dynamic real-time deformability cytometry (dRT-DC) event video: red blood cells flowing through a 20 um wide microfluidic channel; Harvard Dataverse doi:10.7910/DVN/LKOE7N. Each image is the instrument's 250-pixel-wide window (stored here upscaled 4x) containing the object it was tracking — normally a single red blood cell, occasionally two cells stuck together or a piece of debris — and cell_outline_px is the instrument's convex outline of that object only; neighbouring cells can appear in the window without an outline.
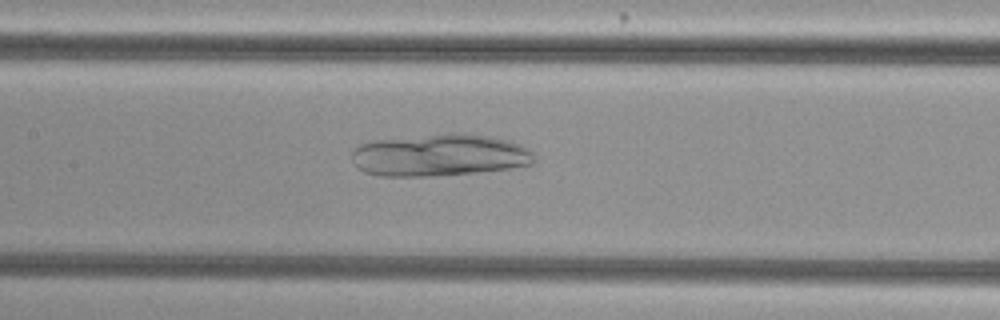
{"species": "common noctule bat (a hibernating species)", "species_latin": "Nyctalus noctula", "temperature_condition": "cold", "stored_images_in_passage": 54, "camera_frame_rate_fps": 3000, "um_per_image_px": 0.085, "animal": {"sex": "female", "body_mass_g": 29.2, "forearm_length_mm": 56.3}, "frame": {"image": 1, "passage_image": 26, "time_ms": 8.333, "image_size_px": [1000, 320], "cell_outline_px": [[536, 160], [532, 164], [508, 168], [472, 172], [432, 176], [380, 176], [364, 172], [356, 168], [352, 164], [352, 152], [360, 144], [372, 140], [448, 132], [460, 132], [492, 136], [508, 140], [520, 144], [532, 152]], "centroid_in_image_um": [37.32, 13.17], "position_along_channel_um": 170.1, "area_um2": 45.26}}
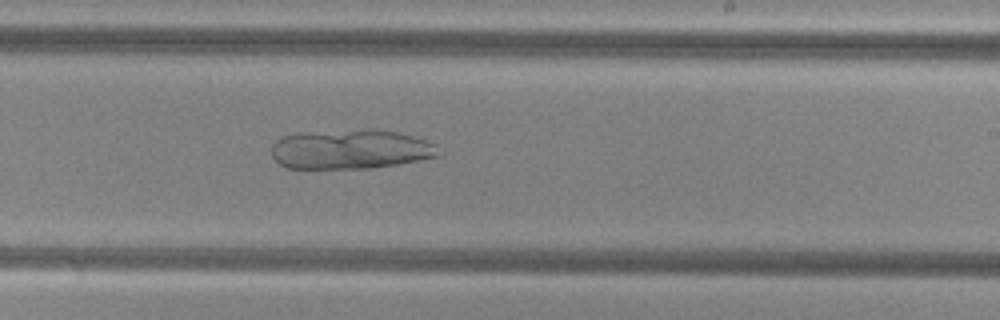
{"frame": {"image": 2, "passage_image": 33, "time_ms": 10.667, "image_size_px": [1000, 320], "cell_outline_px": [[444, 156], [372, 168], [288, 168], [280, 164], [272, 156], [272, 144], [280, 136], [296, 132], [396, 132], [412, 136], [436, 144], [444, 152]], "centroid_in_image_um": [29.82, 12.73], "position_along_channel_um": 259.2, "area_um2": 37.8}}
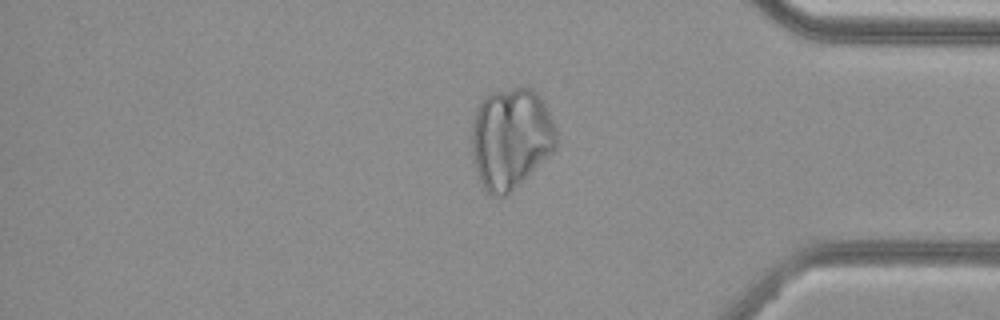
{"frame": {"image": 3, "passage_image": 45, "time_ms": 14.667, "image_size_px": [1000, 320], "cell_outline_px": [[556, 148], [520, 184], [504, 196], [492, 196], [484, 188], [480, 180], [472, 160], [472, 120], [476, 108], [484, 96], [492, 92], [512, 88], [532, 88], [540, 96], [556, 128]], "centroid_in_image_um": [43.39, 11.75], "position_along_channel_um": 391.8, "area_um2": 49.77}}